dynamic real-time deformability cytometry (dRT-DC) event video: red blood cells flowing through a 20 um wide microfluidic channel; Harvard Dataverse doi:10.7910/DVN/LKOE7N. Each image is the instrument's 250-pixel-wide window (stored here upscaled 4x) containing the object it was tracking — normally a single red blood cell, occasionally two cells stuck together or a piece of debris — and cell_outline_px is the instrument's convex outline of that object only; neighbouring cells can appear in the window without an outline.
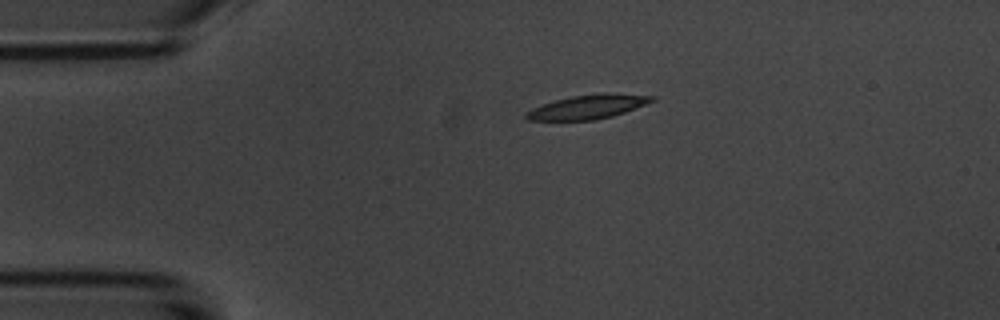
{"species": "common noctule bat (a hibernating species)", "species_latin": "Nyctalus noctula", "temperature_condition": "room temperature", "stored_images_in_passage": 2, "camera_frame_rate_fps": 3000, "um_per_image_px": 0.085, "animal": {"sex": "male", "body_mass_g": 20.1, "forearm_length_mm": 53.5}, "frame": {"image": 1, "passage_image": 1, "time_ms": 0.0, "image_size_px": [1000, 320], "cell_outline_px": [[656, 100], [624, 112], [612, 116], [596, 120], [528, 120], [524, 116], [524, 112], [532, 108], [556, 100], [572, 96], [604, 92], [656, 96]], "centroid_in_image_um": [49.98, 9.08], "position_along_channel_um": 35.0, "area_um2": 17.63}}